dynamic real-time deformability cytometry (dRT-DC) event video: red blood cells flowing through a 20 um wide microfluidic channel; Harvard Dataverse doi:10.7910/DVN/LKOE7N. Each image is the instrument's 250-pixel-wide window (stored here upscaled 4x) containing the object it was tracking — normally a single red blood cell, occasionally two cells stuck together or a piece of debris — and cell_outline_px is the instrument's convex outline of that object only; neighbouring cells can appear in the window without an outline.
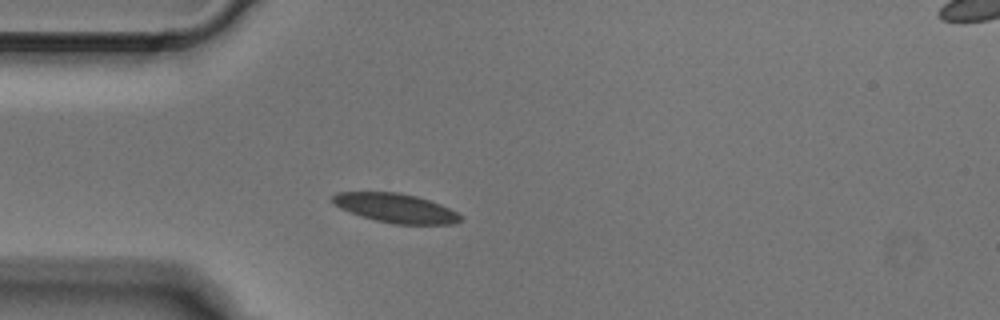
{"species": "Egyptian fruit bat (a non-hibernating species)", "species_latin": "Rousettus aegyptiacus", "temperature_condition": "cold", "stored_images_in_passage": 2, "camera_frame_rate_fps": 3000, "um_per_image_px": 0.085, "animal": {"sex": "male"}, "frame": {"image": 1, "passage_image": 1, "time_ms": 0.0, "image_size_px": [1000, 320], "cell_outline_px": [[460, 220], [452, 224], [392, 224], [360, 216], [340, 208], [332, 204], [332, 196], [336, 192], [396, 192], [416, 196], [440, 204], [456, 212], [460, 216]], "centroid_in_image_um": [33.57, 17.68], "position_along_channel_um": 51.4, "area_um2": 21.56}}